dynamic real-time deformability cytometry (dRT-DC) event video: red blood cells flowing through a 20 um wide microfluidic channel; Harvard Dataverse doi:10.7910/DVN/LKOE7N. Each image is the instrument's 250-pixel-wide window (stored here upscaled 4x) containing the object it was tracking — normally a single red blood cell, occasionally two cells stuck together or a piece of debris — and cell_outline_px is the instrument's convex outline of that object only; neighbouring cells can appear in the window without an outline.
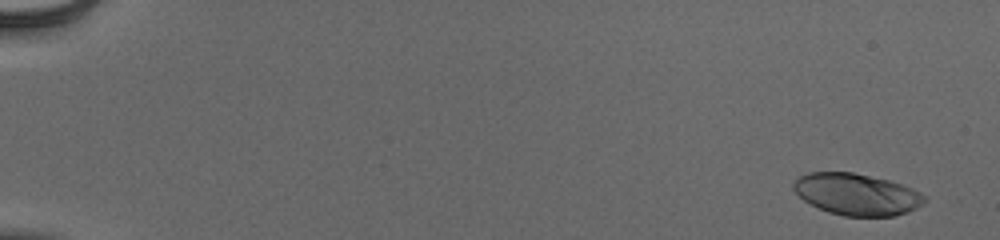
{"species": "human", "species_latin": "Homo sapiens", "temperature_condition": "cold", "stored_images_in_passage": 55, "camera_frame_rate_fps": 3000, "um_per_image_px": 0.085, "donor": {"sex": "male"}, "frame": {"image": 1, "passage_image": 3, "time_ms": 0.667, "image_size_px": [1000, 240], "cell_outline_px": [[928, 200], [924, 204], [908, 212], [892, 216], [844, 216], [828, 212], [804, 200], [792, 188], [792, 184], [800, 176], [808, 172], [852, 172], [888, 180], [912, 188], [928, 196]], "centroid_in_image_um": [72.86, 16.52], "position_along_channel_um": 12.1, "area_um2": 31.79}}
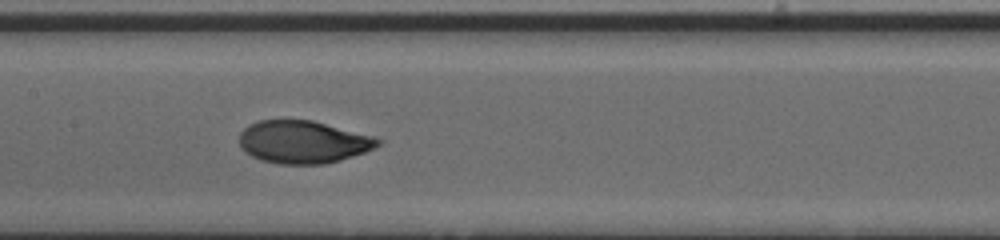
{"frame": {"image": 2, "passage_image": 30, "time_ms": 9.667, "image_size_px": [1000, 240], "cell_outline_px": [[384, 140], [380, 144], [364, 152], [340, 160], [324, 164], [276, 164], [260, 160], [244, 152], [240, 148], [240, 132], [248, 124], [260, 120], [312, 120]], "centroid_in_image_um": [25.7, 12.08], "position_along_channel_um": 181.7, "area_um2": 34.28}}
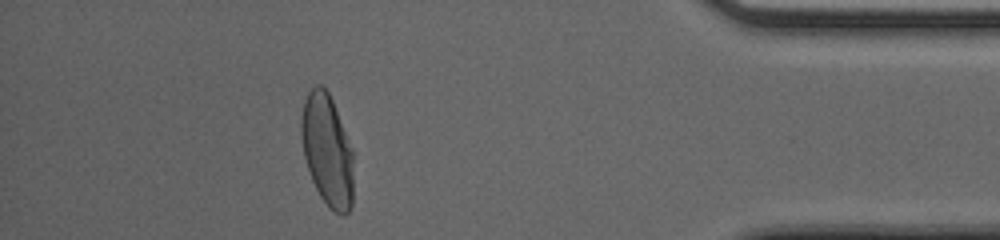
{"frame": {"image": 3, "passage_image": 50, "time_ms": 16.333, "image_size_px": [1000, 240], "cell_outline_px": [[352, 204], [348, 212], [344, 216], [340, 216], [328, 208], [320, 196], [312, 180], [304, 156], [300, 132], [300, 124], [304, 100], [308, 92], [316, 84], [320, 84], [328, 92], [332, 100], [352, 148]], "centroid_in_image_um": [27.8, 12.79], "position_along_channel_um": 407.4, "area_um2": 33.93}, "authors_computed_cell_mechanics": {"area_um2": 34.102, "velocity_mm_per_s": 3.9373, "shape_relaxation_time_tau1_ms": 3.638, "shape_relaxation_time_tau2_ms": null, "deformation_change_tau1": 0.1858, "deformation_change_tau2": null}}